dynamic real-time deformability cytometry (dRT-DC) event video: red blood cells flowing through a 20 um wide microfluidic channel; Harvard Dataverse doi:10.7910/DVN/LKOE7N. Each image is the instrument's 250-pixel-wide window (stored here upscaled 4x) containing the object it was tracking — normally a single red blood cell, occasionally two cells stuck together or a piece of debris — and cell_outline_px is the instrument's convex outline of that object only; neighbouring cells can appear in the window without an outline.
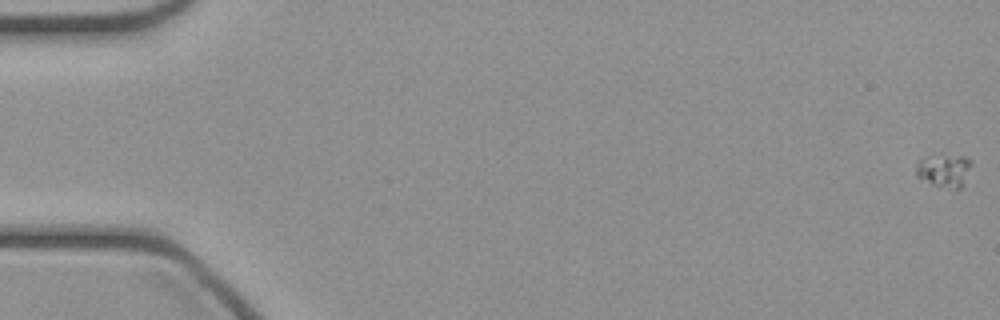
{"species": "common noctule bat (a hibernating species)", "species_latin": "Nyctalus noctula", "temperature_condition": "cold", "stored_images_in_passage": 49, "camera_frame_rate_fps": 3000, "um_per_image_px": 0.085, "animal": {"sex": "female", "body_mass_g": 21.9}, "frame": {"image": 1, "passage_image": 1, "time_ms": 0.0, "image_size_px": [1000, 320], "cell_outline_px": [[972, 164], [964, 184], [960, 188], [956, 188], [932, 184], [916, 176], [916, 164], [920, 160], [956, 156], [964, 156], [972, 160]], "centroid_in_image_um": [80.31, 14.52], "position_along_channel_um": 4.7, "area_um2": 10.0}}
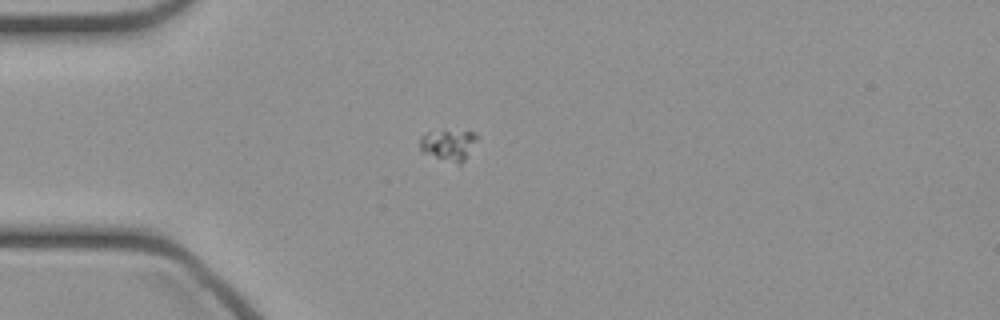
{"frame": {"image": 2, "passage_image": 14, "time_ms": 4.333, "image_size_px": [1000, 320], "cell_outline_px": [[480, 136], [464, 160], [460, 164], [420, 152], [420, 136], [428, 132], [476, 132]], "centroid_in_image_um": [38.13, 12.32], "position_along_channel_um": 46.9, "area_um2": 10.06}}
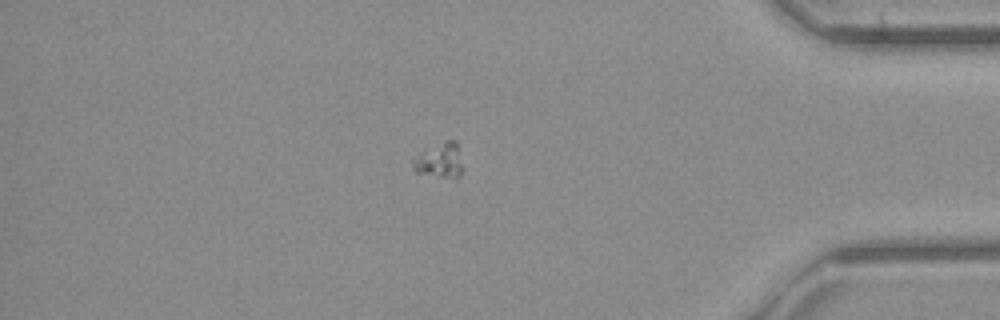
{"frame": {"image": 3, "passage_image": 42, "time_ms": 13.667, "image_size_px": [1000, 320], "cell_outline_px": [[464, 168], [460, 176], [456, 180], [416, 172], [412, 168], [412, 164], [420, 152], [444, 140], [456, 140]], "centroid_in_image_um": [37.43, 13.66], "position_along_channel_um": 397.8, "area_um2": 10.4}}